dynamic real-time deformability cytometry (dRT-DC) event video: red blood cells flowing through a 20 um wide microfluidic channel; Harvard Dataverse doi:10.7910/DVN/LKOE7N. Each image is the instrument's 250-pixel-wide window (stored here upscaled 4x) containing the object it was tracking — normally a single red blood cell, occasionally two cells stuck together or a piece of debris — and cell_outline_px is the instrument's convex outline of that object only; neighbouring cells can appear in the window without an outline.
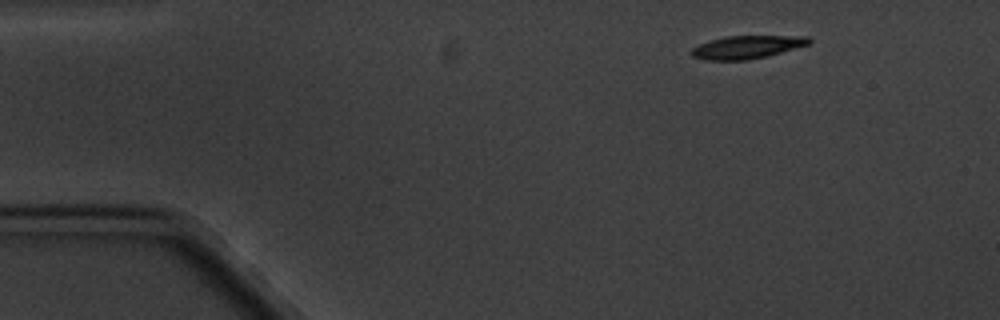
{"species": "common noctule bat (a hibernating species)", "species_latin": "Nyctalus noctula", "temperature_condition": "cold", "stored_images_in_passage": 4, "camera_frame_rate_fps": 3000, "um_per_image_px": 0.085, "animal": {"sex": "male", "body_mass_g": 20.1, "forearm_length_mm": 53.5}, "frame": {"image": 1, "passage_image": 1, "time_ms": 0.0, "image_size_px": [1000, 320], "cell_outline_px": [[812, 44], [768, 56], [748, 60], [704, 60], [692, 56], [688, 52], [692, 48], [700, 44], [724, 36], [808, 36], [812, 40]], "centroid_in_image_um": [63.52, 4.01], "position_along_channel_um": 21.5, "area_um2": 15.95}}
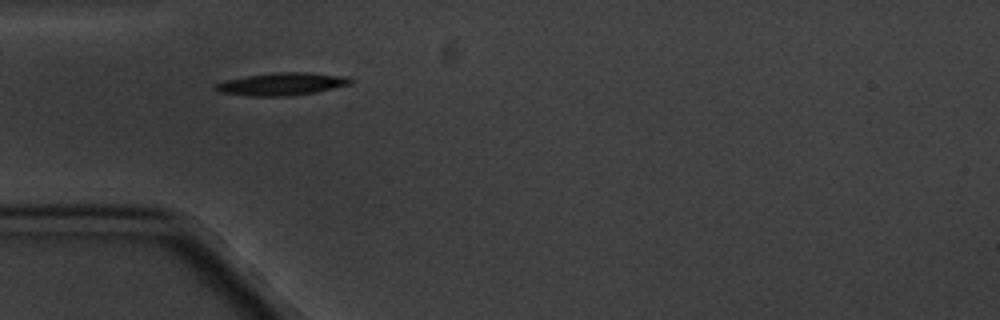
{"frame": {"image": 2, "passage_image": 4, "time_ms": 3.333, "image_size_px": [1000, 320], "cell_outline_px": [[352, 84], [316, 92], [288, 96], [248, 96], [220, 92], [212, 88], [216, 84], [228, 80], [244, 76], [276, 72], [308, 72], [348, 76], [352, 80]], "centroid_in_image_um": [23.98, 7.14], "position_along_channel_um": 61.0, "area_um2": 17.86}}